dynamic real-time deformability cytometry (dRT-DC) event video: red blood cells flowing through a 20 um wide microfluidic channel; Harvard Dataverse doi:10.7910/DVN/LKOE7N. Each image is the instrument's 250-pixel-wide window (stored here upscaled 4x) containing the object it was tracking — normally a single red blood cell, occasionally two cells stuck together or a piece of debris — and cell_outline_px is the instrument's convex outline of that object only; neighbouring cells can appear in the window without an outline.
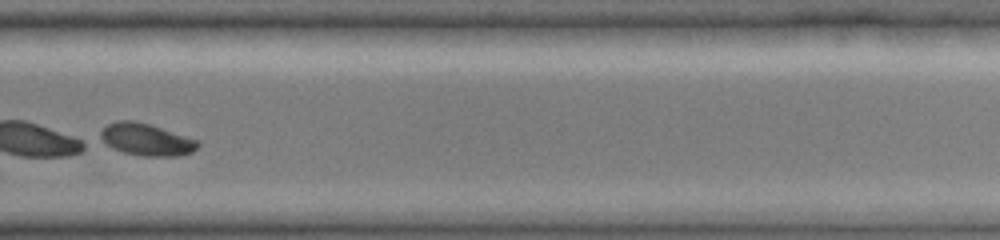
{"species": "common noctule bat (a hibernating species)", "species_latin": "Nyctalus noctula", "temperature_condition": "cold", "stored_images_in_passage": 44, "segment_of_instrument_passage": [2, 2], "camera_frame_rate_fps": 3000, "um_per_image_px": 0.085, "animal": {"sex": "female", "body_mass_g": 19.0, "forearm_length_mm": 51.5}, "frame": {"image": 1, "passage_image": 34, "time_ms": 11.0, "image_size_px": [1000, 240], "cell_outline_px": [[200, 144], [192, 152], [176, 156], [144, 156], [124, 152], [112, 148], [100, 140], [100, 132], [108, 124], [116, 120], [136, 120], [200, 140]], "centroid_in_image_um": [12.44, 11.85], "position_along_channel_um": 317.4, "area_um2": 18.26}}